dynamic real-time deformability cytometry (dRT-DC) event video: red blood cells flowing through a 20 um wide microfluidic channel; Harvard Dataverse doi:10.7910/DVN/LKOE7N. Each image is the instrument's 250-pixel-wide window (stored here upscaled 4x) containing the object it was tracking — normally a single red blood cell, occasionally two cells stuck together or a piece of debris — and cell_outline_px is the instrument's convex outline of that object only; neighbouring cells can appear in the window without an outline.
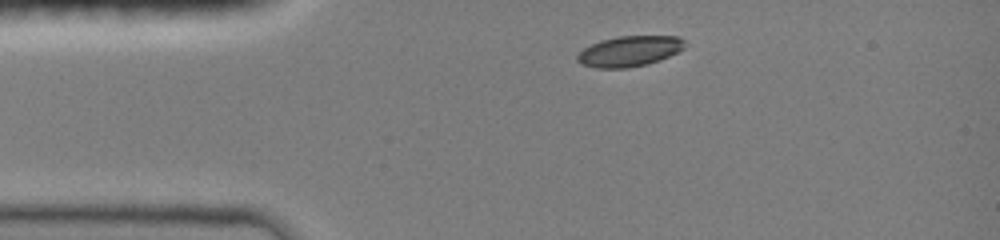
{"species": "common noctule bat (a hibernating species)", "species_latin": "Nyctalus noctula", "temperature_condition": "room temperature", "stored_images_in_passage": 2, "camera_frame_rate_fps": 3000, "um_per_image_px": 0.085, "animal": {"sex": "female", "body_mass_g": 19.0, "forearm_length_mm": 51.5}, "frame": {"image": 1, "passage_image": 1, "time_ms": 0.0, "image_size_px": [1000, 240], "cell_outline_px": [[688, 44], [684, 48], [668, 56], [648, 64], [628, 68], [596, 68], [584, 64], [576, 60], [576, 56], [584, 48], [600, 40], [616, 36], [680, 36]], "centroid_in_image_um": [53.52, 4.34], "position_along_channel_um": 31.5, "area_um2": 19.13}}